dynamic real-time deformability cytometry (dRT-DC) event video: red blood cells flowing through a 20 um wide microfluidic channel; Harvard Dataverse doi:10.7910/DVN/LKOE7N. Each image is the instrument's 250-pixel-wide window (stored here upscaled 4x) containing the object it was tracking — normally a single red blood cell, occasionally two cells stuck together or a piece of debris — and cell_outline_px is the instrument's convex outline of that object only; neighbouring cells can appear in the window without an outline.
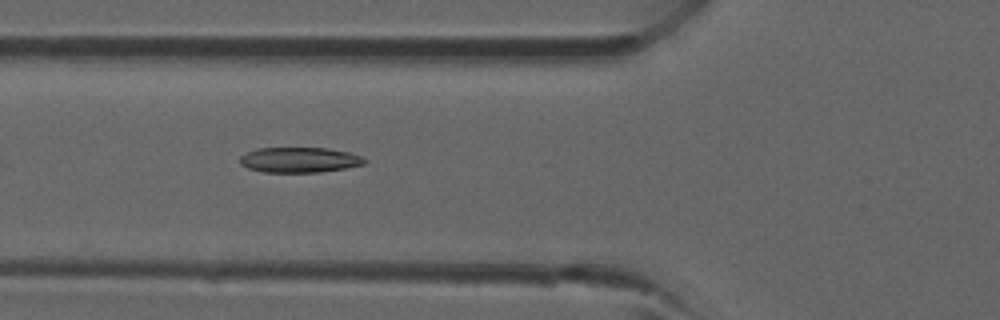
{"species": "common noctule bat (a hibernating species)", "species_latin": "Nyctalus noctula", "temperature_condition": "room temperature", "stored_images_in_passage": 3, "camera_frame_rate_fps": 3000, "um_per_image_px": 0.085, "animal": {"sex": "male", "forearm_length_mm": 52.5}, "frame": {"image": 1, "passage_image": 3, "time_ms": 3.333, "image_size_px": [1000, 320], "cell_outline_px": [[368, 160], [364, 164], [344, 168], [320, 172], [264, 172], [248, 168], [240, 164], [240, 156], [256, 148], [328, 148], [348, 152], [360, 156]], "centroid_in_image_um": [25.44, 13.59], "position_along_channel_um": 100.4, "area_um2": 18.26}}